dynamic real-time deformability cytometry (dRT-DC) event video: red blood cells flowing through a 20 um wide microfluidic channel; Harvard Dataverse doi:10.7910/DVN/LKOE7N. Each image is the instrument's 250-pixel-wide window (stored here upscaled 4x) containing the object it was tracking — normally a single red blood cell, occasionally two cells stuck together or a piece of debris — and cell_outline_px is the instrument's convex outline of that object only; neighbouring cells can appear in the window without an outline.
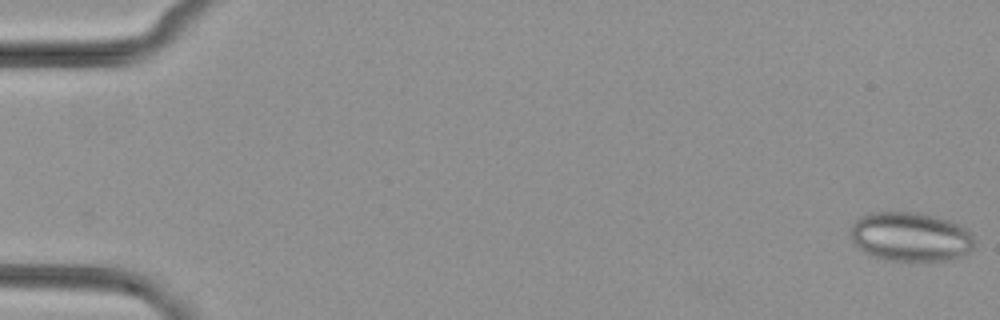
{"species": "common noctule bat (a hibernating species)", "species_latin": "Nyctalus noctula", "temperature_condition": "cold", "stored_images_in_passage": 42, "camera_frame_rate_fps": 3000, "um_per_image_px": 0.085, "animal": {"sex": "female", "body_mass_g": 29.2, "forearm_length_mm": 56.3}, "frame": {"image": 1, "passage_image": 1, "time_ms": 0.0, "image_size_px": [1000, 320], "cell_outline_px": [[972, 252], [948, 260], [892, 260], [872, 256], [864, 252], [852, 240], [848, 228], [860, 216], [872, 212], [920, 212], [948, 220], [964, 228], [972, 236]], "centroid_in_image_um": [77.34, 20.11], "position_along_channel_um": 7.7, "area_um2": 35.32}}
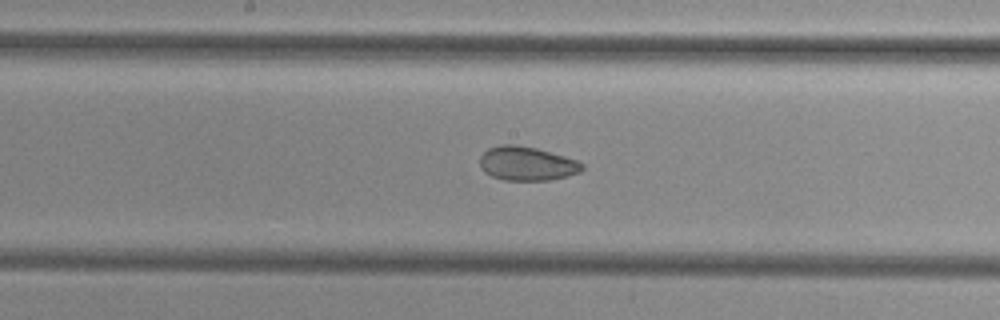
{"frame": {"image": 2, "passage_image": 28, "time_ms": 9.0, "image_size_px": [1000, 320], "cell_outline_px": [[584, 168], [580, 172], [568, 176], [548, 180], [504, 180], [492, 176], [484, 172], [480, 168], [480, 156], [488, 148], [500, 144], [516, 144], [536, 148], [564, 156], [576, 160], [584, 164]], "centroid_in_image_um": [44.77, 13.9], "position_along_channel_um": 203.4, "area_um2": 20.35}}
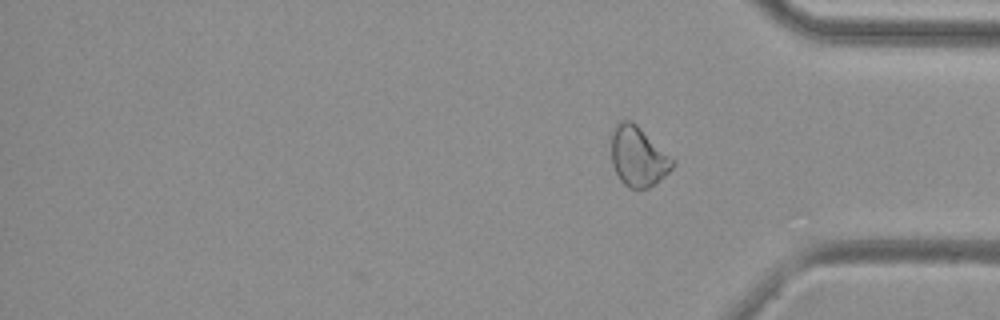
{"frame": {"image": 3, "passage_image": 42, "time_ms": 13.667, "image_size_px": [1000, 320], "cell_outline_px": [[676, 164], [656, 184], [648, 188], [628, 188], [620, 180], [612, 164], [608, 136], [612, 128], [620, 120], [628, 120], [636, 124], [676, 160]], "centroid_in_image_um": [54.2, 13.28], "position_along_channel_um": 381.0, "area_um2": 21.96}}